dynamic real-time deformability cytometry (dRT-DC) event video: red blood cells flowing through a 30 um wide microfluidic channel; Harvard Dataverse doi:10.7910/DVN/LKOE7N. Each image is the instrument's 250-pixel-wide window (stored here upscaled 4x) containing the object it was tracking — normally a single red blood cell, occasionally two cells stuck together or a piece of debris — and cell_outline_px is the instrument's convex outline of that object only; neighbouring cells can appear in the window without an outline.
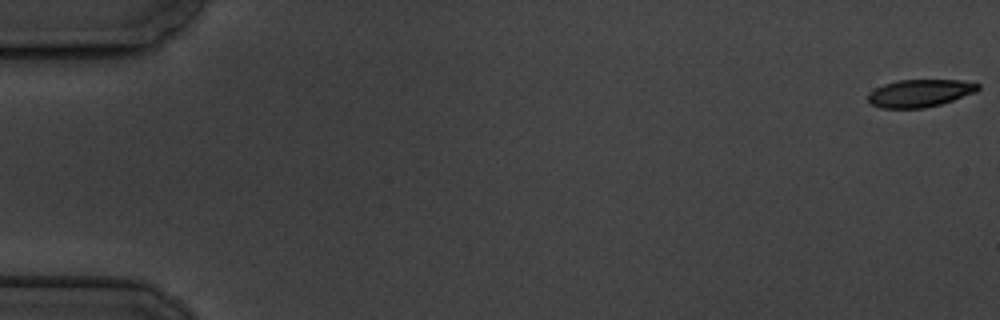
{"species": "common noctule bat (a hibernating species)", "species_latin": "Nyctalus noctula", "temperature_condition": "cold", "stored_images_in_passage": 5, "camera_frame_rate_fps": 3000, "um_per_image_px": 0.085, "animal": {"sex": "male", "body_mass_g": 19.5, "forearm_length_mm": 54.6}, "frame": {"image": 1, "passage_image": 1, "time_ms": 0.0, "image_size_px": [1000, 320], "cell_outline_px": [[980, 88], [976, 92], [940, 104], [924, 108], [880, 108], [872, 104], [868, 100], [868, 92], [884, 84], [900, 80], [960, 80], [980, 84]], "centroid_in_image_um": [78.18, 7.92], "position_along_channel_um": 6.8, "area_um2": 17.57}}
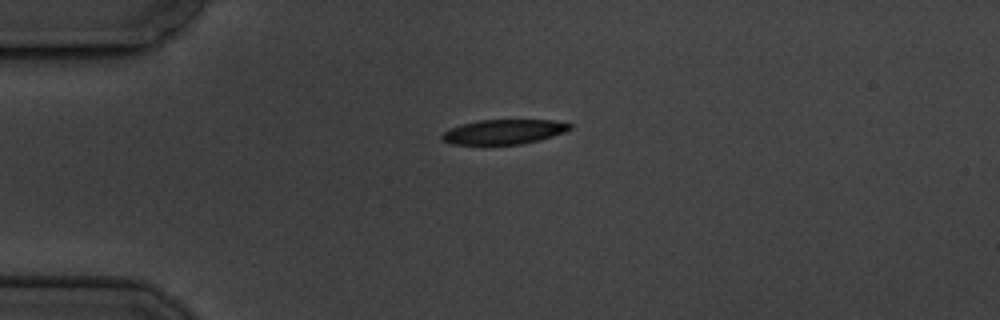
{"frame": {"image": 2, "passage_image": 5, "time_ms": 4.667, "image_size_px": [1000, 320], "cell_outline_px": [[572, 128], [564, 132], [540, 140], [524, 144], [452, 144], [440, 140], [440, 136], [448, 128], [480, 120], [552, 120], [572, 124]], "centroid_in_image_um": [42.81, 11.21], "position_along_channel_um": 42.2, "area_um2": 18.38}}